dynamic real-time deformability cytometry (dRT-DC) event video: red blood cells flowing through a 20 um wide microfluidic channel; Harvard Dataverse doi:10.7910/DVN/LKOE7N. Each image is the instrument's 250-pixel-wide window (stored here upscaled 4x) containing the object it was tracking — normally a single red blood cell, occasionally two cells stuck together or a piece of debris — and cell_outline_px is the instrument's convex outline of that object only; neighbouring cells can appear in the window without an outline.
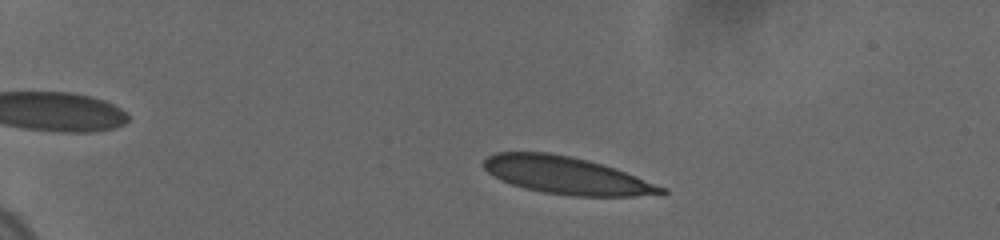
{"species": "human", "species_latin": "Homo sapiens", "temperature_condition": "cold", "stored_images_in_passage": 61, "camera_frame_rate_fps": 3000, "um_per_image_px": 0.085, "donor": {"sex": "female"}, "frame": {"image": 1, "passage_image": 9, "time_ms": 2.0, "image_size_px": [1000, 240], "cell_outline_px": [[668, 192], [664, 196], [572, 196], [544, 192], [524, 188], [500, 180], [488, 172], [484, 168], [484, 160], [488, 156], [496, 152], [548, 152], [588, 160], [624, 172], [668, 188]], "centroid_in_image_um": [48.2, 14.93], "position_along_channel_um": 36.8, "area_um2": 38.61}}
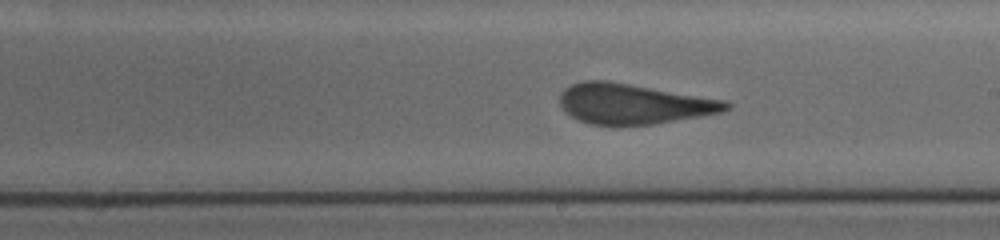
{"frame": {"image": 2, "passage_image": 38, "time_ms": 9.667, "image_size_px": [1000, 240], "cell_outline_px": [[732, 104], [724, 112], [652, 124], [588, 124], [564, 112], [560, 104], [560, 92], [564, 88], [572, 84], [584, 80], [604, 80], [728, 100]], "centroid_in_image_um": [53.85, 8.81], "position_along_channel_um": 235.1, "area_um2": 38.73}}
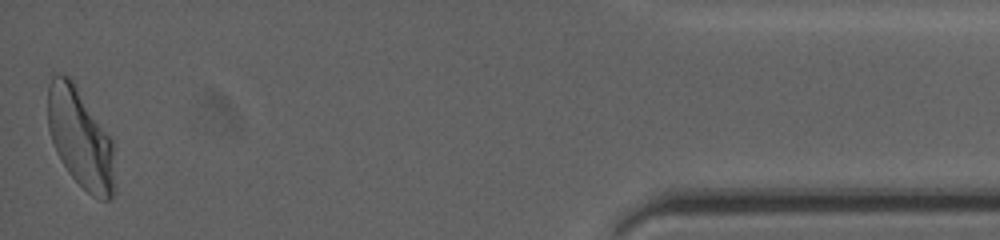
{"frame": {"image": 3, "passage_image": 60, "time_ms": 16.667, "image_size_px": [1000, 240], "cell_outline_px": [[116, 188], [112, 196], [108, 200], [100, 200], [92, 196], [68, 172], [56, 152], [48, 128], [48, 88], [52, 76], [68, 76], [72, 80], [112, 140]], "centroid_in_image_um": [6.85, 11.81], "position_along_channel_um": 428.4, "area_um2": 38.38}, "authors_computed_cell_mechanics": {"area_um2": 39.2462, "velocity_mm_per_s": 3.6905, "shape_relaxation_time_tau1_ms": 6.5009, "shape_relaxation_time_tau2_ms": 0.915, "deformation_change_tau1": 0.1905, "deformation_change_tau2": 0.103}}